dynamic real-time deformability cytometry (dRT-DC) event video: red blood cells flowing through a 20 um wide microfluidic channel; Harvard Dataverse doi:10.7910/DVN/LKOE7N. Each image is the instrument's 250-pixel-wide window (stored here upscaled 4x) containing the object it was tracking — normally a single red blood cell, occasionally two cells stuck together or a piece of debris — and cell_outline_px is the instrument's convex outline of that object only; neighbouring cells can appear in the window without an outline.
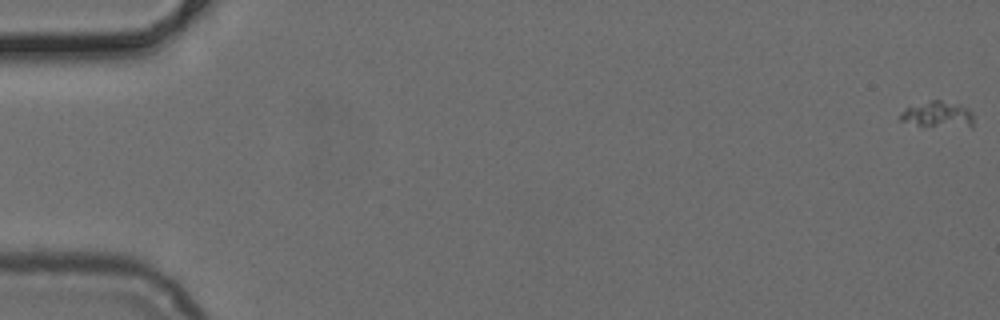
{"species": "common noctule bat (a hibernating species)", "species_latin": "Nyctalus noctula", "temperature_condition": "cold", "stored_images_in_passage": 41, "camera_frame_rate_fps": 3000, "um_per_image_px": 0.085, "animal": {"sex": "female", "body_mass_g": 24.6, "forearm_length_mm": 56.2}, "frame": {"image": 1, "passage_image": 1, "time_ms": 0.0, "image_size_px": [1000, 320], "cell_outline_px": [[972, 128], [916, 124], [900, 120], [900, 112], [908, 108], [932, 100], [940, 100], [960, 104], [968, 108], [972, 112]], "centroid_in_image_um": [79.79, 9.73], "position_along_channel_um": 5.2, "area_um2": 10.87}}
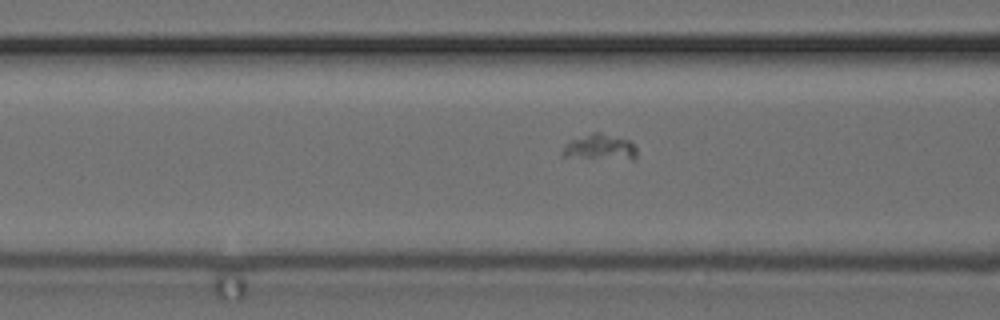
{"frame": {"image": 2, "passage_image": 22, "time_ms": 7.0, "image_size_px": [1000, 320], "cell_outline_px": [[636, 156], [632, 160], [564, 156], [564, 148], [572, 140], [592, 132], [600, 132], [628, 140], [636, 148]], "centroid_in_image_um": [51.07, 12.52], "position_along_channel_um": 115.5, "area_um2": 10.75}}
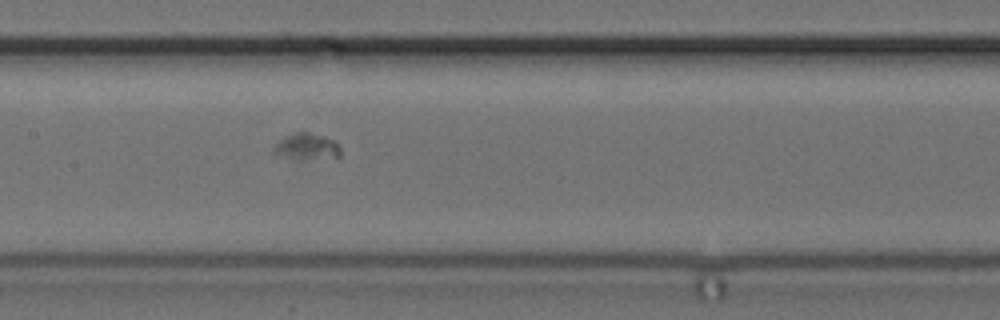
{"frame": {"image": 3, "passage_image": 27, "time_ms": 8.667, "image_size_px": [1000, 320], "cell_outline_px": [[340, 156], [336, 160], [272, 156], [272, 148], [280, 140], [296, 132], [308, 132], [324, 136], [336, 140], [340, 144]], "centroid_in_image_um": [26.13, 12.49], "position_along_channel_um": 181.3, "area_um2": 10.58}}